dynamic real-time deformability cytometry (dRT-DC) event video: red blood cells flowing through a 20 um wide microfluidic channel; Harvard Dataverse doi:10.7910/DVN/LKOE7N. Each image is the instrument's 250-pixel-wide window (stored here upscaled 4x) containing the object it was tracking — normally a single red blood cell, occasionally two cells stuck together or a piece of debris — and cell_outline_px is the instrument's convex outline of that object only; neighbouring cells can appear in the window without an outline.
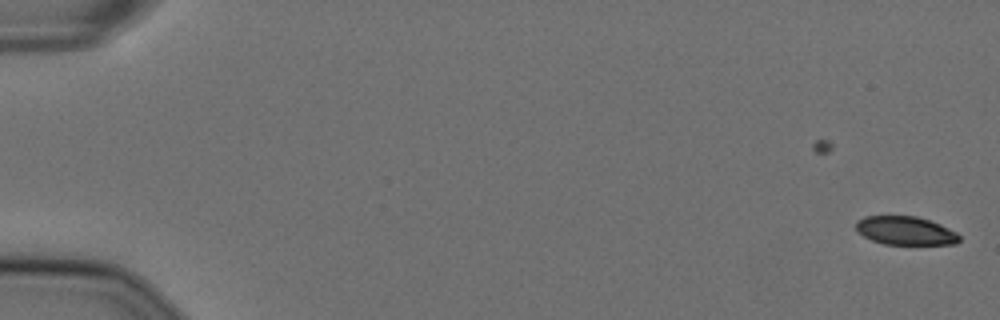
{"species": "Egyptian fruit bat (a non-hibernating species)", "species_latin": "Rousettus aegyptiacus", "temperature_condition": "cold", "stored_images_in_passage": 49, "camera_frame_rate_fps": 3000, "um_per_image_px": 0.085, "animal": {"sex": "female"}, "frame": {"image": 1, "passage_image": 1, "time_ms": 0.0, "image_size_px": [1000, 320], "cell_outline_px": [[960, 240], [956, 244], [884, 244], [872, 240], [864, 236], [856, 228], [856, 220], [864, 216], [916, 216], [940, 224], [956, 232], [960, 236]], "centroid_in_image_um": [76.96, 19.6], "position_along_channel_um": 8.0, "area_um2": 17.05}}
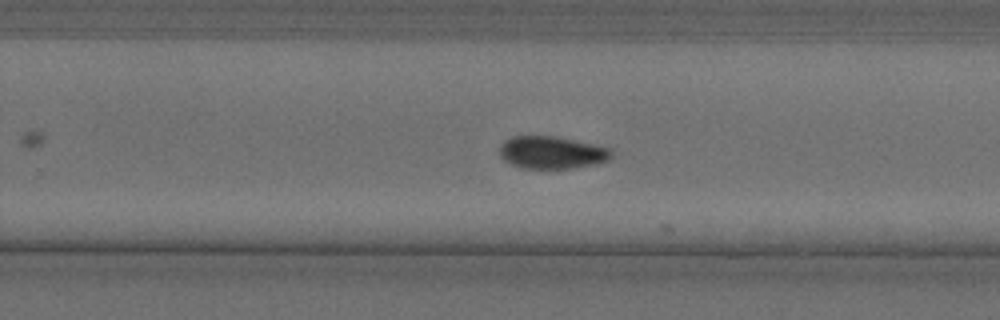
{"frame": {"image": 2, "passage_image": 37, "time_ms": 12.0, "image_size_px": [1000, 320], "cell_outline_px": [[612, 156], [608, 160], [596, 164], [572, 168], [520, 168], [504, 160], [500, 156], [500, 144], [504, 140], [512, 136], [556, 136], [612, 148]], "centroid_in_image_um": [46.9, 12.96], "position_along_channel_um": 282.9, "area_um2": 21.27}}
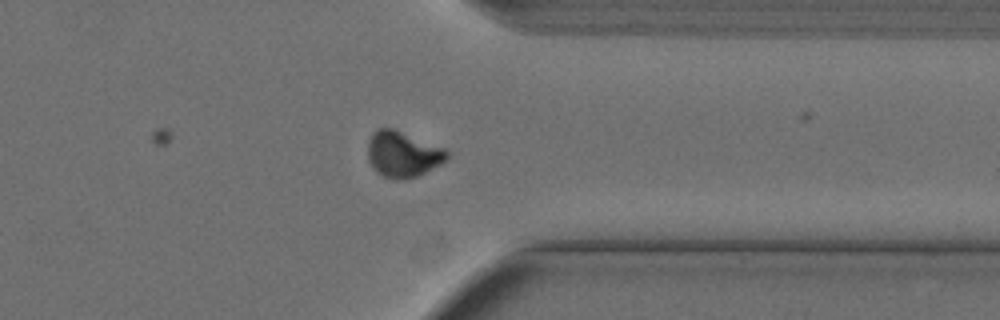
{"frame": {"image": 3, "passage_image": 45, "time_ms": 14.667, "image_size_px": [1000, 320], "cell_outline_px": [[448, 156], [440, 164], [416, 176], [384, 176], [376, 172], [372, 168], [368, 160], [368, 140], [372, 132], [376, 128], [392, 128], [444, 148], [448, 152]], "centroid_in_image_um": [34.18, 13.05], "position_along_channel_um": 377.2, "area_um2": 20.46}, "authors_computed_cell_mechanics": {"area_um2": 21.0392, "velocity_mm_per_s": 3.6235, "shape_relaxation_time_tau1_ms": 7.3633, "shape_relaxation_time_tau2_ms": null, "deformation_change_tau1": 0.1486, "deformation_change_tau2": null}}